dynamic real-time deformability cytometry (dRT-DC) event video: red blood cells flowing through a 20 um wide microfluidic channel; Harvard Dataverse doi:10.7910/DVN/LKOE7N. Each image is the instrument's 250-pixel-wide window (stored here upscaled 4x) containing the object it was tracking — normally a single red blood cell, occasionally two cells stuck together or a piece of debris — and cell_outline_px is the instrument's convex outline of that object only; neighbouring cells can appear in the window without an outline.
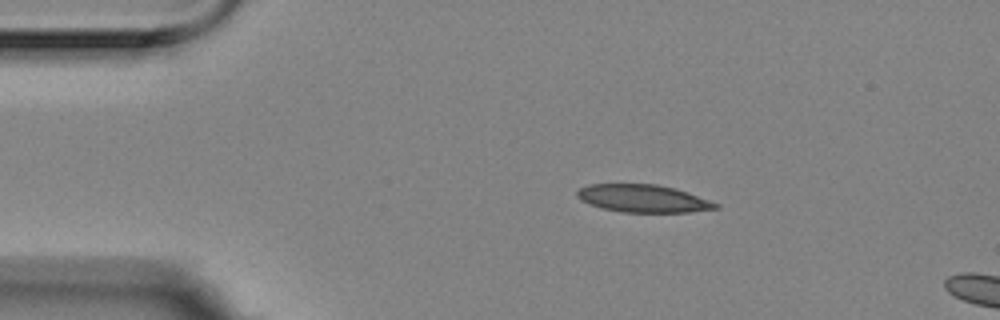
{"species": "Egyptian fruit bat (a non-hibernating species)", "species_latin": "Rousettus aegyptiacus", "temperature_condition": "room temperature", "stored_images_in_passage": 5, "camera_frame_rate_fps": 3000, "um_per_image_px": 0.085, "animal": {"sex": "female"}, "frame": {"image": 1, "passage_image": 2, "time_ms": 0.333, "image_size_px": [1000, 320], "cell_outline_px": [[720, 208], [688, 212], [624, 212], [600, 208], [580, 200], [576, 196], [576, 192], [580, 188], [588, 184], [656, 184], [676, 188], [688, 192], [720, 204]], "centroid_in_image_um": [54.66, 16.87], "position_along_channel_um": 30.3, "area_um2": 22.43}}